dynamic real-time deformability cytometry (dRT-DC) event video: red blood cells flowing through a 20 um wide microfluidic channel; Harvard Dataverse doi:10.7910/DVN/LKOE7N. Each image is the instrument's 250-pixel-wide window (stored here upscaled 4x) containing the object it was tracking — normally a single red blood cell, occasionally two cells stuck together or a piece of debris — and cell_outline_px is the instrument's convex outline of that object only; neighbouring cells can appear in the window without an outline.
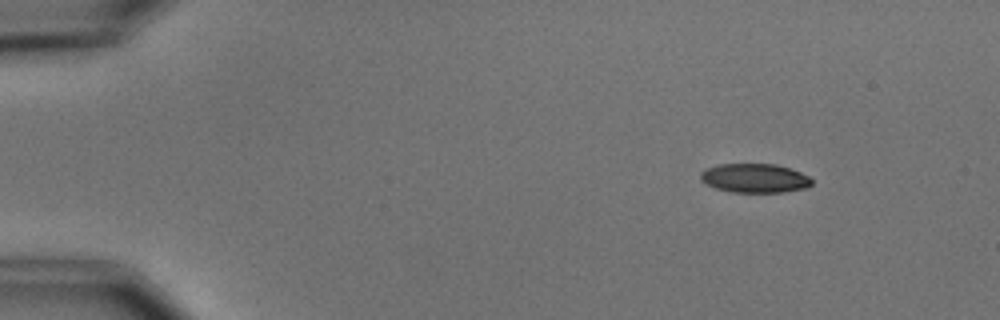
{"species": "common noctule bat (a hibernating species)", "species_latin": "Nyctalus noctula", "temperature_condition": "cold", "stored_images_in_passage": 3, "camera_frame_rate_fps": 3000, "um_per_image_px": 0.085, "animal": {"sex": "male", "body_mass_g": 15.6}, "frame": {"image": 1, "passage_image": 1, "time_ms": 0.0, "image_size_px": [1000, 320], "cell_outline_px": [[812, 184], [808, 188], [784, 192], [732, 192], [716, 188], [700, 180], [700, 172], [708, 168], [720, 164], [776, 164], [800, 172], [808, 176], [812, 180]], "centroid_in_image_um": [64.17, 15.15], "position_along_channel_um": 20.8, "area_um2": 18.79}}
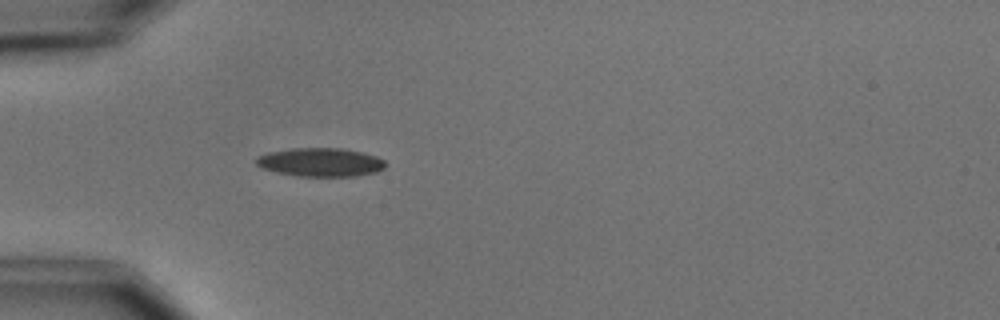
{"frame": {"image": 2, "passage_image": 3, "time_ms": 3.333, "image_size_px": [1000, 320], "cell_outline_px": [[388, 164], [384, 168], [376, 172], [356, 176], [296, 176], [276, 172], [260, 168], [256, 164], [256, 156], [268, 152], [292, 148], [340, 148], [364, 152], [376, 156], [384, 160]], "centroid_in_image_um": [27.24, 13.79], "position_along_channel_um": 57.8, "area_um2": 21.79}}